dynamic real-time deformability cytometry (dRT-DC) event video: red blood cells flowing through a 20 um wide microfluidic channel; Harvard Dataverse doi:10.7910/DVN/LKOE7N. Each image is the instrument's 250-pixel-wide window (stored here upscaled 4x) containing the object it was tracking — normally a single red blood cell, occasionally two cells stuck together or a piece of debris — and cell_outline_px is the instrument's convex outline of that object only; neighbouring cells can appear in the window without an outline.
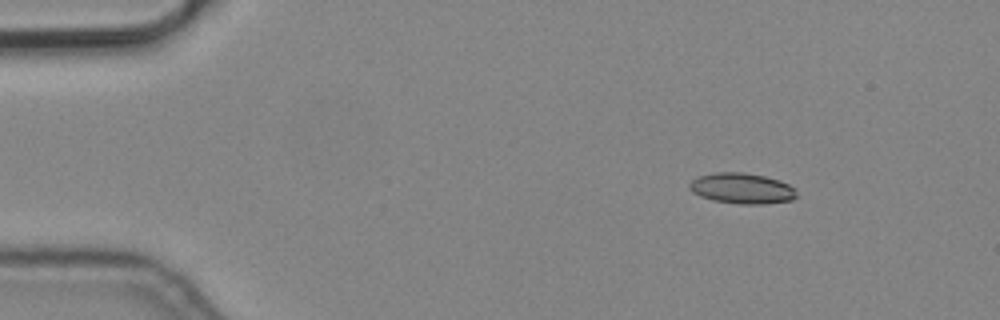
{"species": "common noctule bat (a hibernating species)", "species_latin": "Nyctalus noctula", "temperature_condition": "cold", "stored_images_in_passage": 4, "camera_frame_rate_fps": 3000, "um_per_image_px": 0.085, "animal": {"sex": "male", "body_mass_g": 19.2, "forearm_length_mm": 51.8}, "frame": {"image": 1, "passage_image": 1, "time_ms": 0.0, "image_size_px": [1000, 320], "cell_outline_px": [[796, 196], [792, 200], [764, 204], [740, 204], [712, 200], [700, 196], [692, 192], [688, 188], [688, 184], [696, 176], [716, 172], [744, 172], [764, 176], [780, 180], [796, 188]], "centroid_in_image_um": [63.04, 16.0], "position_along_channel_um": 22.0, "area_um2": 19.36}}
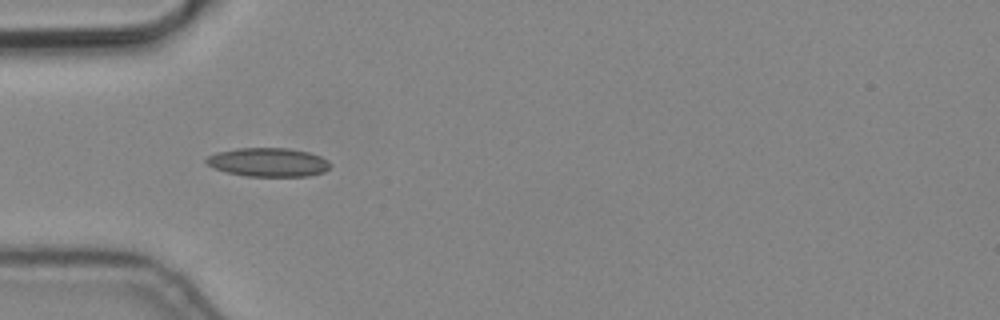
{"frame": {"image": 2, "passage_image": 4, "time_ms": 1.0, "image_size_px": [1000, 320], "cell_outline_px": [[332, 164], [324, 172], [308, 176], [244, 176], [212, 168], [204, 160], [208, 156], [216, 152], [236, 148], [288, 148], [308, 152], [320, 156], [328, 160]], "centroid_in_image_um": [22.79, 13.79], "position_along_channel_um": 62.2, "area_um2": 20.87}}